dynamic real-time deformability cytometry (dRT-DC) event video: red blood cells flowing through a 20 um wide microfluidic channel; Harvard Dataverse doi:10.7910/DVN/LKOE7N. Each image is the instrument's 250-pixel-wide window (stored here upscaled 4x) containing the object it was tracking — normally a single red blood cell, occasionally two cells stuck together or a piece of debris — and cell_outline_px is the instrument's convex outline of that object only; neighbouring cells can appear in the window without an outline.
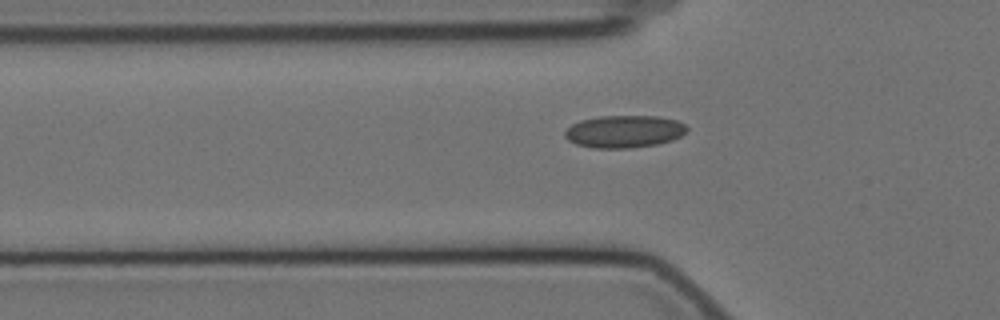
{"species": "Egyptian fruit bat (a non-hibernating species)", "species_latin": "Rousettus aegyptiacus", "temperature_condition": "cold", "stored_images_in_passage": 43, "camera_frame_rate_fps": 3000, "um_per_image_px": 0.085, "animal": {"sex": "female"}, "frame": {"image": 1, "passage_image": 11, "time_ms": 3.333, "image_size_px": [1000, 320], "cell_outline_px": [[688, 128], [680, 136], [672, 140], [656, 144], [628, 148], [592, 148], [576, 144], [568, 140], [564, 136], [564, 132], [572, 124], [580, 120], [600, 116], [656, 116], [676, 120], [684, 124]], "centroid_in_image_um": [53.02, 11.18], "position_along_channel_um": 72.8, "area_um2": 22.95}}
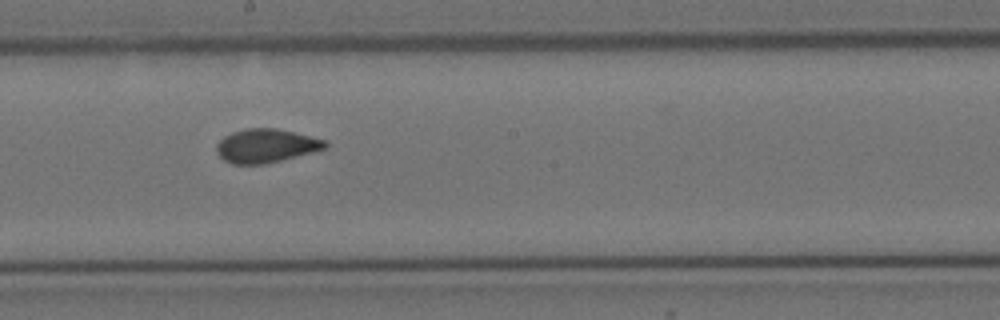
{"frame": {"image": 2, "passage_image": 24, "time_ms": 7.667, "image_size_px": [1000, 320], "cell_outline_px": [[328, 148], [264, 164], [232, 164], [224, 160], [216, 152], [216, 144], [224, 136], [232, 132], [244, 128], [276, 128], [324, 140], [328, 144]], "centroid_in_image_um": [22.57, 12.39], "position_along_channel_um": 225.6, "area_um2": 21.15}}
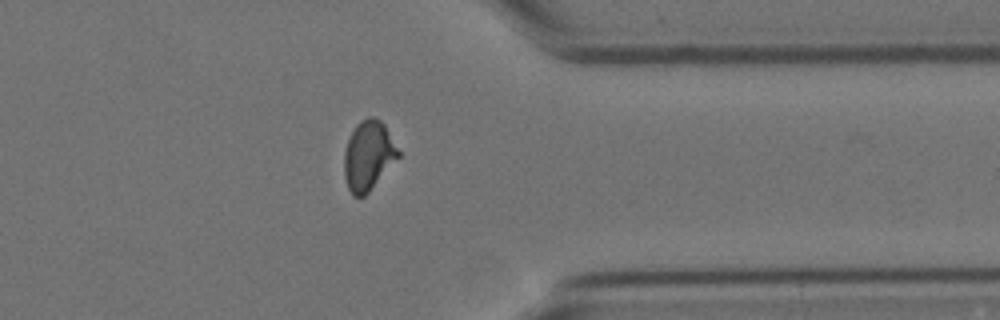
{"frame": {"image": 3, "passage_image": 38, "time_ms": 12.333, "image_size_px": [1000, 320], "cell_outline_px": [[400, 156], [368, 192], [364, 196], [352, 196], [348, 188], [344, 176], [344, 152], [348, 140], [356, 124], [360, 120], [368, 116], [372, 116], [380, 120], [384, 124], [400, 152]], "centroid_in_image_um": [31.3, 13.21], "position_along_channel_um": 380.1, "area_um2": 21.79}, "authors_computed_cell_mechanics": {"area_um2": 21.7328, "velocity_mm_per_s": 3.5041, "shape_relaxation_time_tau1_ms": null, "shape_relaxation_time_tau2_ms": 0.993, "deformation_change_tau1": null, "deformation_change_tau2": 0.0695}}